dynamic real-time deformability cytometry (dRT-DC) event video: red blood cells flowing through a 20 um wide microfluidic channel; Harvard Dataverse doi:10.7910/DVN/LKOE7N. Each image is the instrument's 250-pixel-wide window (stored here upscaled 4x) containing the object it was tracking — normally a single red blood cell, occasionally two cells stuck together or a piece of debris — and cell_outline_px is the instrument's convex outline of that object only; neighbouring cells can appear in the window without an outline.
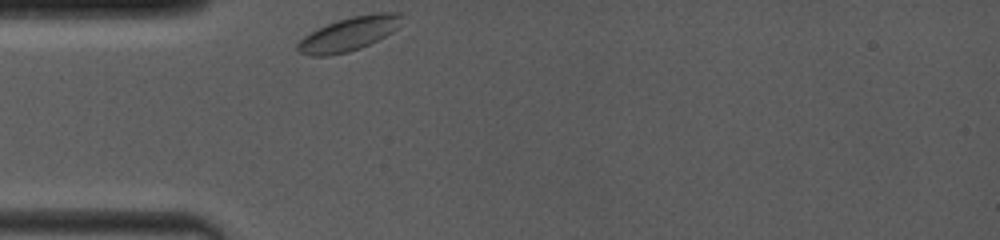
{"species": "common noctule bat (a hibernating species)", "species_latin": "Nyctalus noctula", "temperature_condition": "room temperature", "stored_images_in_passage": 20, "camera_frame_rate_fps": 4000, "um_per_image_px": 0.085, "animal": {"sex": "female", "body_mass_g": 19.0, "forearm_length_mm": 53.3}, "frame": {"image": 1, "passage_image": 1, "time_ms": 0.0, "image_size_px": [1000, 240], "cell_outline_px": [[400, 16], [396, 28], [392, 32], [360, 48], [348, 52], [328, 56], [308, 56], [300, 52], [296, 48], [296, 44], [304, 36], [328, 24], [352, 16], [376, 12], [400, 12]], "centroid_in_image_um": [29.61, 2.9], "position_along_channel_um": 55.4, "area_um2": 20.06}}
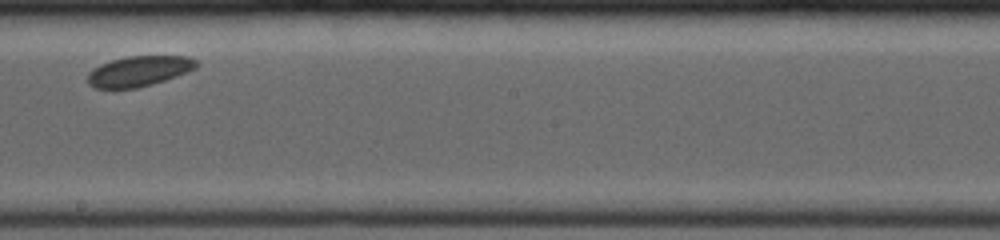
{"frame": {"image": 2, "passage_image": 11, "time_ms": 5.0, "image_size_px": [1000, 240], "cell_outline_px": [[200, 64], [196, 68], [188, 72], [152, 84], [136, 88], [96, 88], [88, 84], [84, 80], [88, 72], [100, 64], [112, 60], [128, 56], [188, 56], [196, 60]], "centroid_in_image_um": [11.79, 6.04], "position_along_channel_um": 236.4, "area_um2": 19.36}}
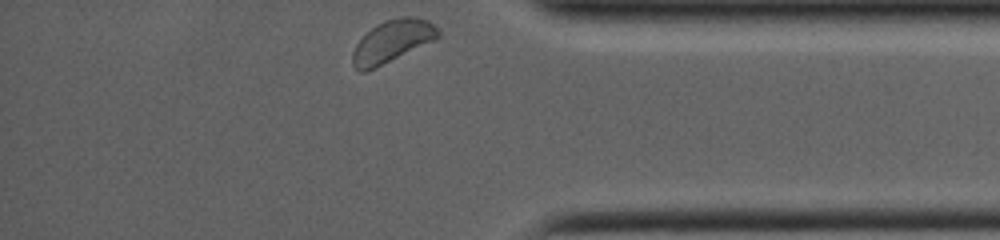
{"frame": {"image": 3, "passage_image": 20, "time_ms": 9.5, "image_size_px": [1000, 240], "cell_outline_px": [[440, 36], [436, 40], [364, 72], [360, 72], [352, 64], [352, 52], [356, 44], [376, 24], [384, 20], [400, 16], [416, 16], [428, 20], [440, 28]], "centroid_in_image_um": [33.39, 3.47], "position_along_channel_um": 401.8, "area_um2": 21.1}}